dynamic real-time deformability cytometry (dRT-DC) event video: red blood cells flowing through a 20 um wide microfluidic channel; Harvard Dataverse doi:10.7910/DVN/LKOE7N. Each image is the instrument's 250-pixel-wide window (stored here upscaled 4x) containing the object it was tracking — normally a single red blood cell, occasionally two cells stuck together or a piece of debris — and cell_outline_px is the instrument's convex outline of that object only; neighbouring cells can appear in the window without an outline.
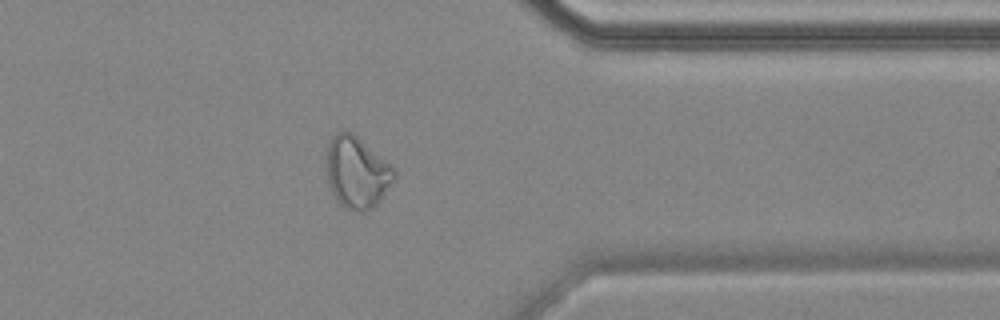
{"species": "common noctule bat (a hibernating species)", "species_latin": "Nyctalus noctula", "temperature_condition": "cold", "stored_images_in_passage": 14, "camera_frame_rate_fps": 3000, "um_per_image_px": 0.085, "animal": {"sex": "female", "body_mass_g": 18.4}, "frame": {"image": 1, "passage_image": 12, "time_ms": 14.333, "image_size_px": [1000, 320], "cell_outline_px": [[396, 176], [380, 200], [372, 208], [360, 212], [344, 208], [336, 200], [328, 184], [328, 144], [336, 132], [352, 132], [392, 164], [396, 168]], "centroid_in_image_um": [30.37, 14.66], "position_along_channel_um": 381.0, "area_um2": 28.09}, "authors_computed_cell_mechanics": {"area_um2": 27.6862, "velocity_mm_per_s": 3.5458, "shape_relaxation_time_tau1_ms": null, "shape_relaxation_time_tau2_ms": 1.0095, "deformation_change_tau1": null, "deformation_change_tau2": 0.0821}}